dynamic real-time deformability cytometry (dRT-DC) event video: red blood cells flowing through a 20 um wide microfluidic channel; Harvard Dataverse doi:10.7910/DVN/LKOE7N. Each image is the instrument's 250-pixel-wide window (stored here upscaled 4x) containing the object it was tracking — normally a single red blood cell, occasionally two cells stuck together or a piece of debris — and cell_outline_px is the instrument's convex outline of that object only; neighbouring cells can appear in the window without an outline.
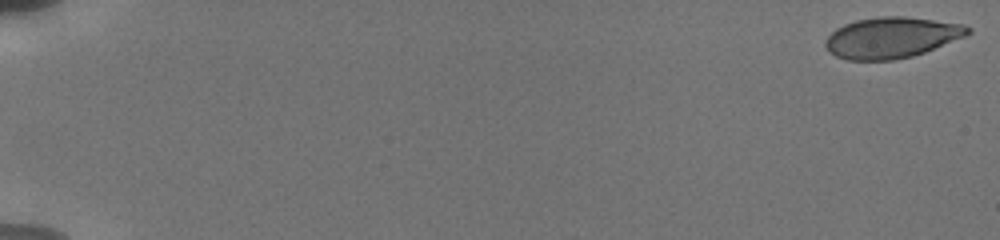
{"species": "human", "species_latin": "Homo sapiens", "temperature_condition": "cold", "stored_images_in_passage": 28, "camera_frame_rate_fps": 3000, "um_per_image_px": 0.085, "donor": {"sex": "male"}, "frame": {"image": 1, "passage_image": 1, "time_ms": 0.0, "image_size_px": [1000, 240], "cell_outline_px": [[972, 32], [964, 36], [924, 52], [912, 56], [892, 60], [848, 60], [836, 56], [824, 44], [824, 40], [836, 28], [844, 24], [856, 20], [880, 16], [904, 16], [964, 24], [972, 28]], "centroid_in_image_um": [75.78, 3.18], "position_along_channel_um": 9.2, "area_um2": 33.76}}
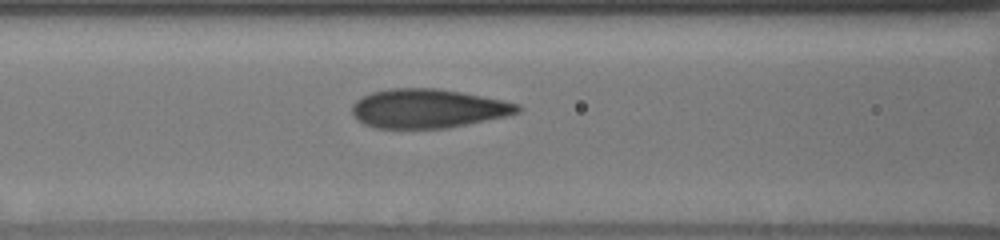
{"frame": {"image": 2, "passage_image": 23, "time_ms": 8.333, "image_size_px": [1000, 240], "cell_outline_px": [[520, 112], [504, 116], [448, 128], [376, 128], [364, 124], [352, 112], [352, 104], [360, 96], [372, 92], [388, 88], [440, 88], [504, 100], [520, 104]], "centroid_in_image_um": [36.36, 9.21], "position_along_channel_um": 130.2, "area_um2": 37.63}}
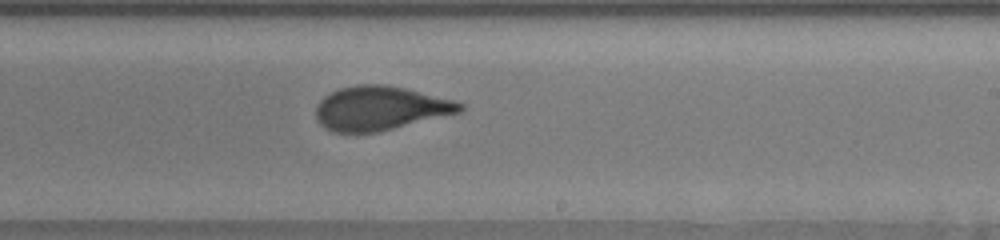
{"frame": {"image": 3, "passage_image": 28, "time_ms": 11.667, "image_size_px": [1000, 240], "cell_outline_px": [[464, 108], [460, 112], [376, 132], [332, 132], [324, 128], [320, 124], [316, 116], [316, 108], [320, 100], [324, 96], [340, 88], [360, 84], [384, 84], [404, 88], [452, 100], [464, 104]], "centroid_in_image_um": [32.27, 9.2], "position_along_channel_um": 256.7, "area_um2": 36.47}}